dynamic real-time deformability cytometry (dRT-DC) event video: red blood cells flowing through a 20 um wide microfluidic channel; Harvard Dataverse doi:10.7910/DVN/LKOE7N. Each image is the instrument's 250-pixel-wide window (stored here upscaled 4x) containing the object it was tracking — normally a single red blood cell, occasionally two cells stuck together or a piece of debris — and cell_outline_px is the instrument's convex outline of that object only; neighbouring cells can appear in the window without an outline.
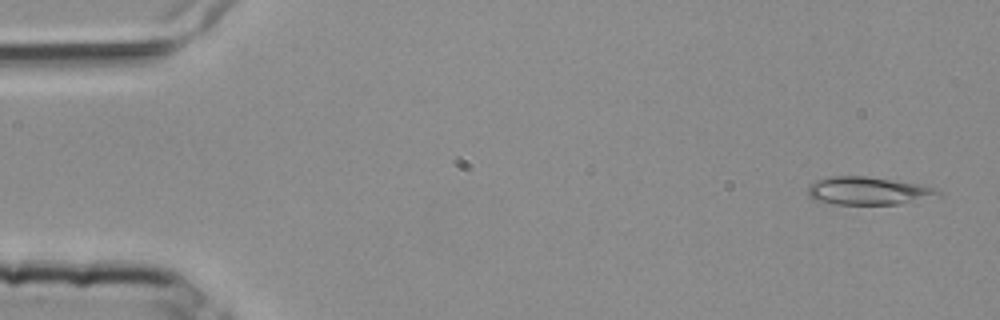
{"species": "common noctule bat (a hibernating species)", "species_latin": "Nyctalus noctula", "temperature_condition": "room temperature", "stored_images_in_passage": 4, "camera_frame_rate_fps": 3000, "um_per_image_px": 0.085, "animal": {"sex": "female", "body_mass_g": 25.1}, "frame": {"image": 1, "passage_image": 1, "time_ms": 0.0, "image_size_px": [1000, 320], "cell_outline_px": [[940, 196], [900, 204], [832, 204], [812, 200], [808, 196], [808, 184], [816, 180], [832, 176], [864, 176], [916, 184], [936, 188], [940, 192]], "centroid_in_image_um": [73.73, 16.23], "position_along_channel_um": 11.3, "area_um2": 21.15}}
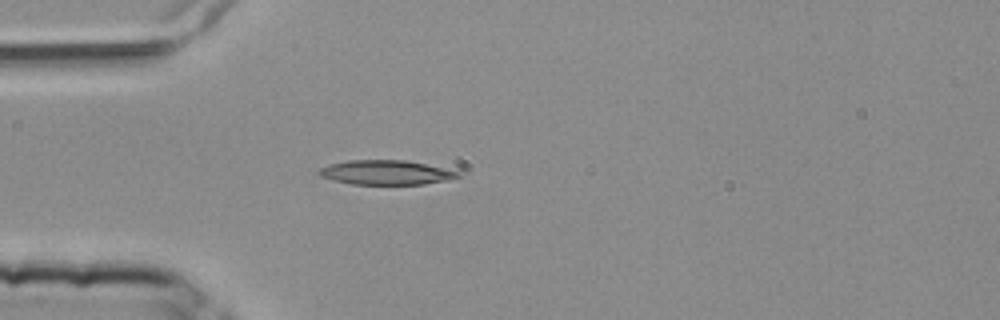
{"frame": {"image": 2, "passage_image": 4, "time_ms": 1.0, "image_size_px": [1000, 320], "cell_outline_px": [[464, 176], [448, 180], [424, 184], [352, 184], [320, 176], [320, 168], [328, 164], [348, 160], [404, 160], [464, 172]], "centroid_in_image_um": [32.89, 14.66], "position_along_channel_um": 52.1, "area_um2": 19.77}}